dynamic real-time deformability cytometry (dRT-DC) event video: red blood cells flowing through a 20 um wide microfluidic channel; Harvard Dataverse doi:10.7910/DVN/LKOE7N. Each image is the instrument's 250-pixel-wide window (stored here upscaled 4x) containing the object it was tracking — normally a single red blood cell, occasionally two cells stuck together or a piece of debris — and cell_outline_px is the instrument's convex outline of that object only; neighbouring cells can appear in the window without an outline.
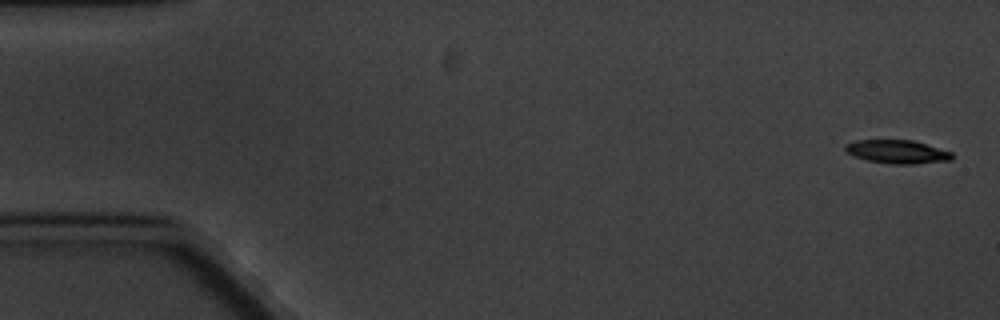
{"species": "common noctule bat (a hibernating species)", "species_latin": "Nyctalus noctula", "temperature_condition": "cold", "stored_images_in_passage": 5, "camera_frame_rate_fps": 3000, "um_per_image_px": 0.085, "animal": {"sex": "male", "body_mass_g": 20.1, "forearm_length_mm": 53.5}, "frame": {"image": 1, "passage_image": 1, "time_ms": 0.0, "image_size_px": [1000, 320], "cell_outline_px": [[952, 160], [916, 164], [892, 164], [868, 160], [852, 156], [844, 152], [844, 144], [856, 140], [912, 140], [952, 152]], "centroid_in_image_um": [76.21, 12.9], "position_along_channel_um": 8.8, "area_um2": 14.68}}
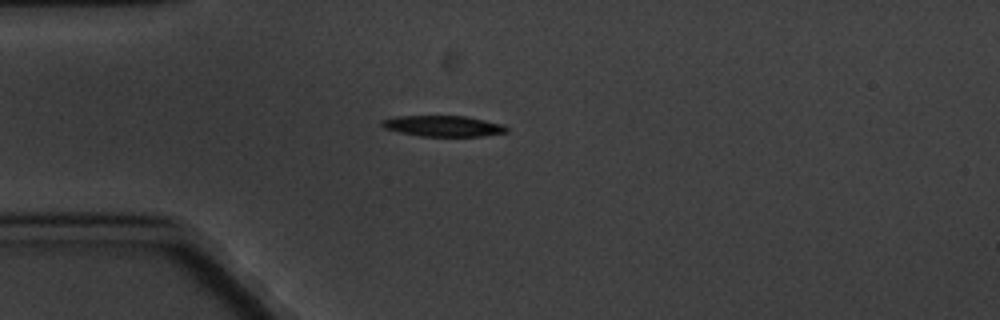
{"frame": {"image": 2, "passage_image": 5, "time_ms": 4.667, "image_size_px": [1000, 320], "cell_outline_px": [[508, 132], [484, 136], [420, 136], [400, 132], [384, 128], [380, 124], [380, 120], [396, 116], [468, 116], [504, 124], [508, 128]], "centroid_in_image_um": [37.69, 10.71], "position_along_channel_um": 47.3, "area_um2": 15.32}}